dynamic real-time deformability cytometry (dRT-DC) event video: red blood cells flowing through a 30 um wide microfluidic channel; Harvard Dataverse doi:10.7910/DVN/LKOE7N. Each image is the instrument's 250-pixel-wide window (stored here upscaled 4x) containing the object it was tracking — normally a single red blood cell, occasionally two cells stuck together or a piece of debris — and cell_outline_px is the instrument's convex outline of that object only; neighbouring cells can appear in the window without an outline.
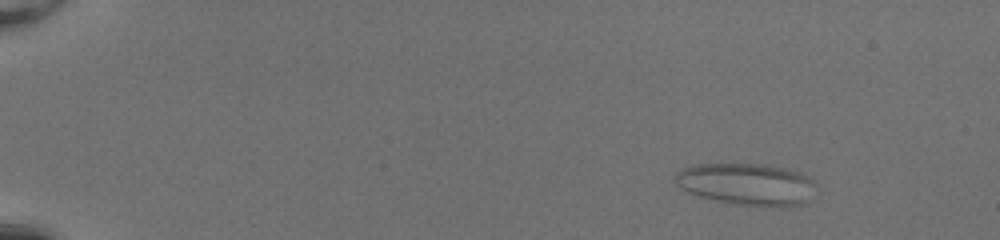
{"species": "common noctule bat (a hibernating species)", "species_latin": "Nyctalus noctula", "temperature_condition": "room temperature", "stored_images_in_passage": 53, "camera_frame_rate_fps": 3000, "um_per_image_px": 0.085, "animal": {"sex": "female", "body_mass_g": 20.0, "forearm_length_mm": 54.0}, "frame": {"image": 1, "passage_image": 8, "time_ms": 2.333, "image_size_px": [1000, 240], "cell_outline_px": [[816, 184], [808, 200], [804, 204], [788, 208], [764, 208], [736, 204], [716, 200], [700, 196], [688, 192], [680, 188], [676, 184], [672, 176], [676, 172], [692, 164], [772, 164], [788, 168], [800, 172], [816, 180]], "centroid_in_image_um": [63.52, 15.67], "position_along_channel_um": 21.5, "area_um2": 35.43}}
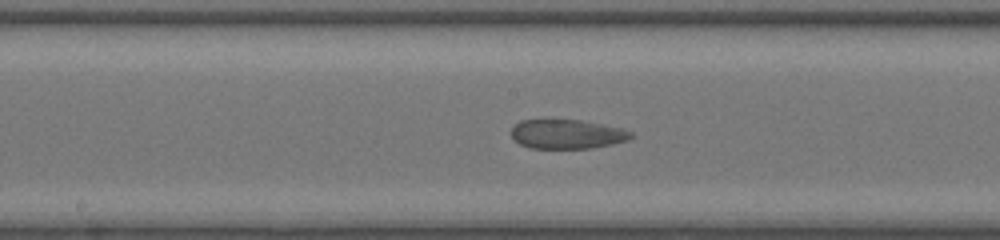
{"frame": {"image": 2, "passage_image": 31, "time_ms": 10.0, "image_size_px": [1000, 240], "cell_outline_px": [[636, 136], [628, 140], [612, 144], [592, 148], [532, 148], [520, 144], [512, 136], [512, 128], [520, 120], [544, 116], [580, 120], [620, 128], [632, 132]], "centroid_in_image_um": [48.16, 11.35], "position_along_channel_um": 200.0, "area_um2": 21.1}}
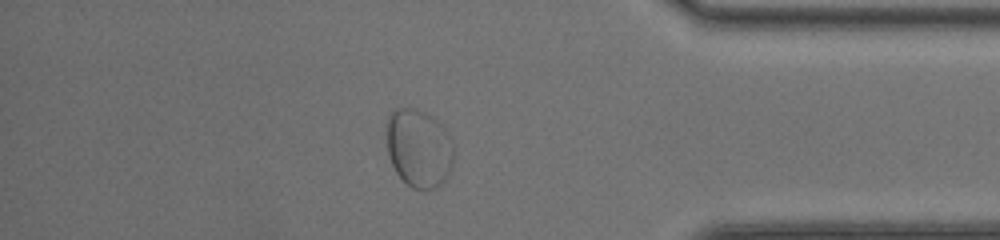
{"frame": {"image": 3, "passage_image": 47, "time_ms": 15.333, "image_size_px": [1000, 240], "cell_outline_px": [[452, 168], [444, 180], [440, 184], [432, 188], [412, 188], [396, 172], [388, 156], [384, 132], [384, 124], [388, 116], [396, 108], [412, 108], [424, 112], [432, 116], [444, 124], [452, 136]], "centroid_in_image_um": [35.57, 12.53], "position_along_channel_um": 399.6, "area_um2": 31.21}}